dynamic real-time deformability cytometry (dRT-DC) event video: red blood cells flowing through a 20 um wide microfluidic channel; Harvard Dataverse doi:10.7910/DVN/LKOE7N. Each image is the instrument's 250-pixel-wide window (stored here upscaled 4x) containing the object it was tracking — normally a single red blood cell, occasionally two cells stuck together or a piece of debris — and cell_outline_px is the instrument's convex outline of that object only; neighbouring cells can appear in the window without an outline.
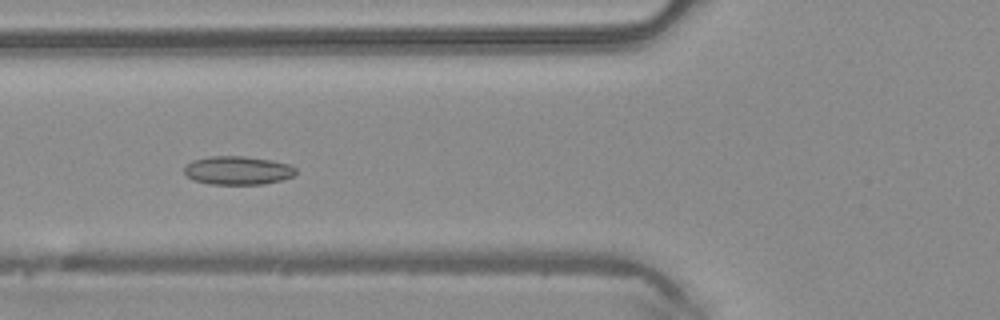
{"species": "common noctule bat (a hibernating species)", "species_latin": "Nyctalus noctula", "temperature_condition": "warm", "stored_images_in_passage": 48, "camera_frame_rate_fps": 3000, "um_per_image_px": 0.085, "animal": {"sex": "male", "body_mass_g": 20.4}, "frame": {"image": 1, "passage_image": 16, "time_ms": 5.0, "image_size_px": [1000, 320], "cell_outline_px": [[296, 172], [292, 176], [280, 180], [264, 184], [208, 184], [192, 180], [184, 172], [184, 168], [192, 160], [208, 156], [244, 156], [272, 160], [288, 164], [296, 168]], "centroid_in_image_um": [20.18, 14.48], "position_along_channel_um": 105.6, "area_um2": 18.55}}
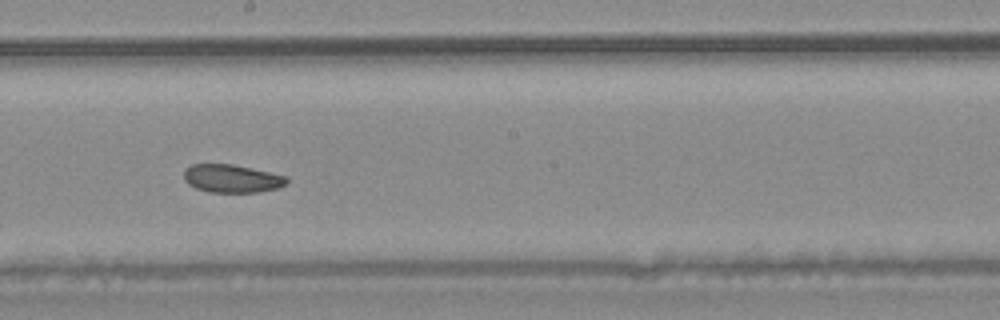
{"frame": {"image": 2, "passage_image": 25, "time_ms": 8.0, "image_size_px": [1000, 320], "cell_outline_px": [[288, 184], [280, 188], [260, 192], [212, 192], [196, 188], [188, 184], [184, 180], [184, 168], [192, 164], [232, 164], [268, 172], [284, 176], [288, 180]], "centroid_in_image_um": [19.7, 15.18], "position_along_channel_um": 228.5, "area_um2": 16.82}}
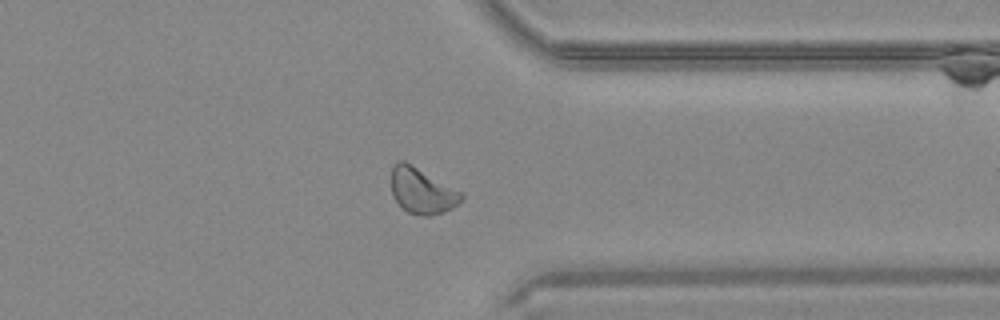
{"frame": {"image": 3, "passage_image": 36, "time_ms": 11.667, "image_size_px": [1000, 320], "cell_outline_px": [[464, 196], [452, 208], [444, 212], [428, 216], [424, 216], [408, 212], [392, 196], [392, 164], [396, 160], [404, 160], [460, 192]], "centroid_in_image_um": [35.82, 16.21], "position_along_channel_um": 375.6, "area_um2": 18.21}, "authors_computed_cell_mechanics": {"area_um2": 18.6116, "velocity_mm_per_s": 4.0856, "shape_relaxation_time_tau1_ms": 6.1067, "shape_relaxation_time_tau2_ms": 2.9428, "deformation_change_tau1": 0.0699, "deformation_change_tau2": 0.0766}}